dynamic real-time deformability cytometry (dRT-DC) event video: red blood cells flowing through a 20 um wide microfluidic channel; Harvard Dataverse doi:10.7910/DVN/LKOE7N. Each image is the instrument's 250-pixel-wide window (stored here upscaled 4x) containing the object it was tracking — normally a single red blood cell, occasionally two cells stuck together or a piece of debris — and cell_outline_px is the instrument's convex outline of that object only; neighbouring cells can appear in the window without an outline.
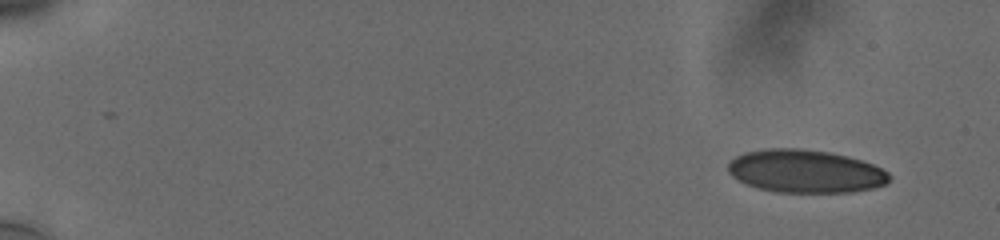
{"species": "human", "species_latin": "Homo sapiens", "temperature_condition": "cold", "stored_images_in_passage": 35, "camera_frame_rate_fps": 3000, "um_per_image_px": 0.085, "donor": {"sex": "male"}, "frame": {"image": 1, "passage_image": 3, "time_ms": 1.333, "image_size_px": [1000, 240], "cell_outline_px": [[888, 180], [884, 184], [872, 188], [852, 192], [780, 192], [760, 188], [748, 184], [732, 176], [728, 168], [728, 164], [736, 156], [744, 152], [768, 148], [800, 148], [828, 152], [848, 156], [872, 164], [888, 172]], "centroid_in_image_um": [68.45, 14.54], "position_along_channel_um": 16.6, "area_um2": 39.94}}
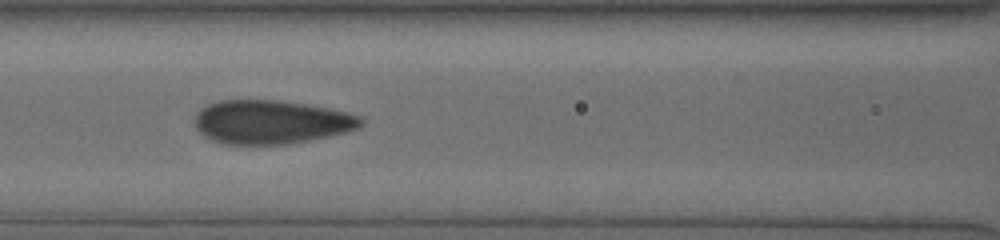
{"frame": {"image": 2, "passage_image": 23, "time_ms": 9.0, "image_size_px": [1000, 240], "cell_outline_px": [[364, 120], [356, 128], [344, 132], [308, 140], [288, 144], [220, 144], [204, 136], [196, 128], [196, 112], [200, 108], [208, 104], [220, 100], [276, 100], [304, 104], [328, 108], [360, 116]], "centroid_in_image_um": [22.98, 10.37], "position_along_channel_um": 143.6, "area_um2": 41.96}}
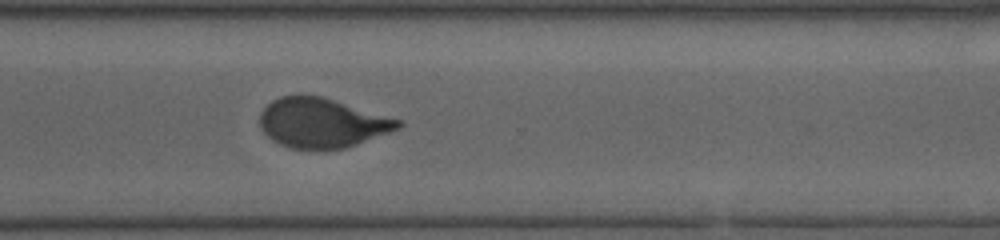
{"frame": {"image": 3, "passage_image": 35, "time_ms": 14.333, "image_size_px": [1000, 240], "cell_outline_px": [[404, 124], [400, 128], [356, 144], [344, 148], [292, 148], [280, 144], [272, 140], [260, 128], [260, 112], [272, 100], [280, 96], [300, 92], [320, 96], [404, 120]], "centroid_in_image_um": [27.36, 10.4], "position_along_channel_um": 343.2, "area_um2": 40.06}}